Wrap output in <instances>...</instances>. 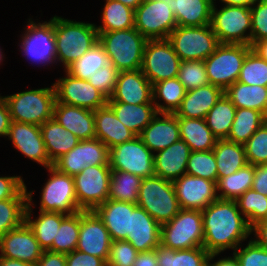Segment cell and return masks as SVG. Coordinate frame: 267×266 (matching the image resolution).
Here are the masks:
<instances>
[{"label":"cell","mask_w":267,"mask_h":266,"mask_svg":"<svg viewBox=\"0 0 267 266\" xmlns=\"http://www.w3.org/2000/svg\"><path fill=\"white\" fill-rule=\"evenodd\" d=\"M203 247L209 254L235 250L252 235L236 200L217 199L202 210Z\"/></svg>","instance_id":"obj_1"},{"label":"cell","mask_w":267,"mask_h":266,"mask_svg":"<svg viewBox=\"0 0 267 266\" xmlns=\"http://www.w3.org/2000/svg\"><path fill=\"white\" fill-rule=\"evenodd\" d=\"M56 63L64 70L99 42L96 24L53 17Z\"/></svg>","instance_id":"obj_2"},{"label":"cell","mask_w":267,"mask_h":266,"mask_svg":"<svg viewBox=\"0 0 267 266\" xmlns=\"http://www.w3.org/2000/svg\"><path fill=\"white\" fill-rule=\"evenodd\" d=\"M98 33L99 43L103 46L110 63L119 72L141 69L148 39L134 27L127 30Z\"/></svg>","instance_id":"obj_3"},{"label":"cell","mask_w":267,"mask_h":266,"mask_svg":"<svg viewBox=\"0 0 267 266\" xmlns=\"http://www.w3.org/2000/svg\"><path fill=\"white\" fill-rule=\"evenodd\" d=\"M3 97L8 105L11 121L41 126L53 118L56 102L53 85L50 88L26 90Z\"/></svg>","instance_id":"obj_4"},{"label":"cell","mask_w":267,"mask_h":266,"mask_svg":"<svg viewBox=\"0 0 267 266\" xmlns=\"http://www.w3.org/2000/svg\"><path fill=\"white\" fill-rule=\"evenodd\" d=\"M137 206L160 225L169 222L181 210L173 183L156 175L142 178Z\"/></svg>","instance_id":"obj_5"},{"label":"cell","mask_w":267,"mask_h":266,"mask_svg":"<svg viewBox=\"0 0 267 266\" xmlns=\"http://www.w3.org/2000/svg\"><path fill=\"white\" fill-rule=\"evenodd\" d=\"M203 216L199 210L181 209L161 225L160 244L173 250L203 246Z\"/></svg>","instance_id":"obj_6"},{"label":"cell","mask_w":267,"mask_h":266,"mask_svg":"<svg viewBox=\"0 0 267 266\" xmlns=\"http://www.w3.org/2000/svg\"><path fill=\"white\" fill-rule=\"evenodd\" d=\"M252 50L245 44L220 43L204 60L209 83L224 91L238 81L246 55Z\"/></svg>","instance_id":"obj_7"},{"label":"cell","mask_w":267,"mask_h":266,"mask_svg":"<svg viewBox=\"0 0 267 266\" xmlns=\"http://www.w3.org/2000/svg\"><path fill=\"white\" fill-rule=\"evenodd\" d=\"M215 3H213L212 7L210 26L216 34L219 43L245 44L250 46V7L224 5L218 10Z\"/></svg>","instance_id":"obj_8"},{"label":"cell","mask_w":267,"mask_h":266,"mask_svg":"<svg viewBox=\"0 0 267 266\" xmlns=\"http://www.w3.org/2000/svg\"><path fill=\"white\" fill-rule=\"evenodd\" d=\"M168 40L181 61H204L220 44L210 25L177 26Z\"/></svg>","instance_id":"obj_9"},{"label":"cell","mask_w":267,"mask_h":266,"mask_svg":"<svg viewBox=\"0 0 267 266\" xmlns=\"http://www.w3.org/2000/svg\"><path fill=\"white\" fill-rule=\"evenodd\" d=\"M49 179L42 187L40 208L43 212H60L72 215L81 211L78 206L73 176L59 172L55 167L47 168Z\"/></svg>","instance_id":"obj_10"},{"label":"cell","mask_w":267,"mask_h":266,"mask_svg":"<svg viewBox=\"0 0 267 266\" xmlns=\"http://www.w3.org/2000/svg\"><path fill=\"white\" fill-rule=\"evenodd\" d=\"M111 170H120L141 178L154 176V153L139 136L109 149Z\"/></svg>","instance_id":"obj_11"},{"label":"cell","mask_w":267,"mask_h":266,"mask_svg":"<svg viewBox=\"0 0 267 266\" xmlns=\"http://www.w3.org/2000/svg\"><path fill=\"white\" fill-rule=\"evenodd\" d=\"M78 206L94 210L109 197L111 168L109 165L86 166L73 176Z\"/></svg>","instance_id":"obj_12"},{"label":"cell","mask_w":267,"mask_h":266,"mask_svg":"<svg viewBox=\"0 0 267 266\" xmlns=\"http://www.w3.org/2000/svg\"><path fill=\"white\" fill-rule=\"evenodd\" d=\"M181 59L168 39H148L141 66L142 73L153 84L176 78Z\"/></svg>","instance_id":"obj_13"},{"label":"cell","mask_w":267,"mask_h":266,"mask_svg":"<svg viewBox=\"0 0 267 266\" xmlns=\"http://www.w3.org/2000/svg\"><path fill=\"white\" fill-rule=\"evenodd\" d=\"M176 27L175 15L167 1L143 0L135 9L134 28L147 39H168Z\"/></svg>","instance_id":"obj_14"},{"label":"cell","mask_w":267,"mask_h":266,"mask_svg":"<svg viewBox=\"0 0 267 266\" xmlns=\"http://www.w3.org/2000/svg\"><path fill=\"white\" fill-rule=\"evenodd\" d=\"M22 34L21 51L25 57L34 62L48 65L56 62V47L53 17L50 21L36 23L29 19Z\"/></svg>","instance_id":"obj_15"},{"label":"cell","mask_w":267,"mask_h":266,"mask_svg":"<svg viewBox=\"0 0 267 266\" xmlns=\"http://www.w3.org/2000/svg\"><path fill=\"white\" fill-rule=\"evenodd\" d=\"M96 165H109V148L97 138L80 140L53 163L59 172L69 176L79 174L86 166Z\"/></svg>","instance_id":"obj_16"},{"label":"cell","mask_w":267,"mask_h":266,"mask_svg":"<svg viewBox=\"0 0 267 266\" xmlns=\"http://www.w3.org/2000/svg\"><path fill=\"white\" fill-rule=\"evenodd\" d=\"M53 83L56 102L66 105L97 110L107 104V98L88 80H81L68 74Z\"/></svg>","instance_id":"obj_17"},{"label":"cell","mask_w":267,"mask_h":266,"mask_svg":"<svg viewBox=\"0 0 267 266\" xmlns=\"http://www.w3.org/2000/svg\"><path fill=\"white\" fill-rule=\"evenodd\" d=\"M112 239L102 220L93 211H80V232L76 250L102 258L109 256Z\"/></svg>","instance_id":"obj_18"},{"label":"cell","mask_w":267,"mask_h":266,"mask_svg":"<svg viewBox=\"0 0 267 266\" xmlns=\"http://www.w3.org/2000/svg\"><path fill=\"white\" fill-rule=\"evenodd\" d=\"M172 183L181 209L202 211L218 199L213 181L184 174Z\"/></svg>","instance_id":"obj_19"},{"label":"cell","mask_w":267,"mask_h":266,"mask_svg":"<svg viewBox=\"0 0 267 266\" xmlns=\"http://www.w3.org/2000/svg\"><path fill=\"white\" fill-rule=\"evenodd\" d=\"M43 251L33 230L26 222L0 237V256L4 258L35 265Z\"/></svg>","instance_id":"obj_20"},{"label":"cell","mask_w":267,"mask_h":266,"mask_svg":"<svg viewBox=\"0 0 267 266\" xmlns=\"http://www.w3.org/2000/svg\"><path fill=\"white\" fill-rule=\"evenodd\" d=\"M7 136L13 146L26 158L45 168L53 166L49 160L39 125L11 121Z\"/></svg>","instance_id":"obj_21"},{"label":"cell","mask_w":267,"mask_h":266,"mask_svg":"<svg viewBox=\"0 0 267 266\" xmlns=\"http://www.w3.org/2000/svg\"><path fill=\"white\" fill-rule=\"evenodd\" d=\"M107 102L153 104L152 83L141 69L120 71L114 92Z\"/></svg>","instance_id":"obj_22"},{"label":"cell","mask_w":267,"mask_h":266,"mask_svg":"<svg viewBox=\"0 0 267 266\" xmlns=\"http://www.w3.org/2000/svg\"><path fill=\"white\" fill-rule=\"evenodd\" d=\"M142 142L155 154L180 140L178 117L158 113L139 134Z\"/></svg>","instance_id":"obj_23"},{"label":"cell","mask_w":267,"mask_h":266,"mask_svg":"<svg viewBox=\"0 0 267 266\" xmlns=\"http://www.w3.org/2000/svg\"><path fill=\"white\" fill-rule=\"evenodd\" d=\"M161 225L143 208L137 206L130 213V233L126 240L138 252L155 249L160 245Z\"/></svg>","instance_id":"obj_24"},{"label":"cell","mask_w":267,"mask_h":266,"mask_svg":"<svg viewBox=\"0 0 267 266\" xmlns=\"http://www.w3.org/2000/svg\"><path fill=\"white\" fill-rule=\"evenodd\" d=\"M53 118L80 140L95 138V116L93 110L55 102Z\"/></svg>","instance_id":"obj_25"},{"label":"cell","mask_w":267,"mask_h":266,"mask_svg":"<svg viewBox=\"0 0 267 266\" xmlns=\"http://www.w3.org/2000/svg\"><path fill=\"white\" fill-rule=\"evenodd\" d=\"M137 204L107 199L93 211L109 231L112 241L126 240L130 233V213Z\"/></svg>","instance_id":"obj_26"},{"label":"cell","mask_w":267,"mask_h":266,"mask_svg":"<svg viewBox=\"0 0 267 266\" xmlns=\"http://www.w3.org/2000/svg\"><path fill=\"white\" fill-rule=\"evenodd\" d=\"M191 149L183 140H179L164 150L154 154V173L168 181H175L186 174Z\"/></svg>","instance_id":"obj_27"},{"label":"cell","mask_w":267,"mask_h":266,"mask_svg":"<svg viewBox=\"0 0 267 266\" xmlns=\"http://www.w3.org/2000/svg\"><path fill=\"white\" fill-rule=\"evenodd\" d=\"M223 95V89L210 83L187 91L174 114L177 117L205 119L207 113Z\"/></svg>","instance_id":"obj_28"},{"label":"cell","mask_w":267,"mask_h":266,"mask_svg":"<svg viewBox=\"0 0 267 266\" xmlns=\"http://www.w3.org/2000/svg\"><path fill=\"white\" fill-rule=\"evenodd\" d=\"M94 116L95 138L102 141L109 149L136 137V135L117 118L108 104L94 110Z\"/></svg>","instance_id":"obj_29"},{"label":"cell","mask_w":267,"mask_h":266,"mask_svg":"<svg viewBox=\"0 0 267 266\" xmlns=\"http://www.w3.org/2000/svg\"><path fill=\"white\" fill-rule=\"evenodd\" d=\"M33 191H27L28 204L25 211V222L33 230L40 247L45 251L52 247L54 238H56L57 229L61 221L67 216L60 212L40 211L38 217L32 220V196Z\"/></svg>","instance_id":"obj_30"},{"label":"cell","mask_w":267,"mask_h":266,"mask_svg":"<svg viewBox=\"0 0 267 266\" xmlns=\"http://www.w3.org/2000/svg\"><path fill=\"white\" fill-rule=\"evenodd\" d=\"M177 26L210 25L212 0H168Z\"/></svg>","instance_id":"obj_31"},{"label":"cell","mask_w":267,"mask_h":266,"mask_svg":"<svg viewBox=\"0 0 267 266\" xmlns=\"http://www.w3.org/2000/svg\"><path fill=\"white\" fill-rule=\"evenodd\" d=\"M40 130L49 160L52 163L63 154L68 153L80 142L77 136L66 130L54 118L44 122L40 126Z\"/></svg>","instance_id":"obj_32"},{"label":"cell","mask_w":267,"mask_h":266,"mask_svg":"<svg viewBox=\"0 0 267 266\" xmlns=\"http://www.w3.org/2000/svg\"><path fill=\"white\" fill-rule=\"evenodd\" d=\"M117 118L136 136L158 114L155 104H128L122 102H107Z\"/></svg>","instance_id":"obj_33"},{"label":"cell","mask_w":267,"mask_h":266,"mask_svg":"<svg viewBox=\"0 0 267 266\" xmlns=\"http://www.w3.org/2000/svg\"><path fill=\"white\" fill-rule=\"evenodd\" d=\"M224 94L236 108H249L261 112L267 118V87L248 85L236 81Z\"/></svg>","instance_id":"obj_34"},{"label":"cell","mask_w":267,"mask_h":266,"mask_svg":"<svg viewBox=\"0 0 267 266\" xmlns=\"http://www.w3.org/2000/svg\"><path fill=\"white\" fill-rule=\"evenodd\" d=\"M180 139L191 151H209L215 147L217 138L207 126L205 119L178 117Z\"/></svg>","instance_id":"obj_35"},{"label":"cell","mask_w":267,"mask_h":266,"mask_svg":"<svg viewBox=\"0 0 267 266\" xmlns=\"http://www.w3.org/2000/svg\"><path fill=\"white\" fill-rule=\"evenodd\" d=\"M218 178L229 176L248 164L243 144L217 139L213 148Z\"/></svg>","instance_id":"obj_36"},{"label":"cell","mask_w":267,"mask_h":266,"mask_svg":"<svg viewBox=\"0 0 267 266\" xmlns=\"http://www.w3.org/2000/svg\"><path fill=\"white\" fill-rule=\"evenodd\" d=\"M158 266H205L210 254L202 247L173 250L163 245L155 248Z\"/></svg>","instance_id":"obj_37"},{"label":"cell","mask_w":267,"mask_h":266,"mask_svg":"<svg viewBox=\"0 0 267 266\" xmlns=\"http://www.w3.org/2000/svg\"><path fill=\"white\" fill-rule=\"evenodd\" d=\"M255 166L247 164L237 172L225 177L218 178L216 191L218 199L236 200L248 189L252 188ZM218 192L220 194H218Z\"/></svg>","instance_id":"obj_38"},{"label":"cell","mask_w":267,"mask_h":266,"mask_svg":"<svg viewBox=\"0 0 267 266\" xmlns=\"http://www.w3.org/2000/svg\"><path fill=\"white\" fill-rule=\"evenodd\" d=\"M98 32L127 30L135 26V10L116 0H105Z\"/></svg>","instance_id":"obj_39"},{"label":"cell","mask_w":267,"mask_h":266,"mask_svg":"<svg viewBox=\"0 0 267 266\" xmlns=\"http://www.w3.org/2000/svg\"><path fill=\"white\" fill-rule=\"evenodd\" d=\"M185 93L186 90L177 77L152 85L153 103L158 113H175L180 107ZM158 99L163 103L160 104Z\"/></svg>","instance_id":"obj_40"},{"label":"cell","mask_w":267,"mask_h":266,"mask_svg":"<svg viewBox=\"0 0 267 266\" xmlns=\"http://www.w3.org/2000/svg\"><path fill=\"white\" fill-rule=\"evenodd\" d=\"M266 120L267 118L257 110L236 108L227 140L244 145Z\"/></svg>","instance_id":"obj_41"},{"label":"cell","mask_w":267,"mask_h":266,"mask_svg":"<svg viewBox=\"0 0 267 266\" xmlns=\"http://www.w3.org/2000/svg\"><path fill=\"white\" fill-rule=\"evenodd\" d=\"M109 64L110 59L103 46L98 42L78 60L69 65L65 71L75 78L88 80L97 70Z\"/></svg>","instance_id":"obj_42"},{"label":"cell","mask_w":267,"mask_h":266,"mask_svg":"<svg viewBox=\"0 0 267 266\" xmlns=\"http://www.w3.org/2000/svg\"><path fill=\"white\" fill-rule=\"evenodd\" d=\"M236 107L224 94L206 115V123L217 139H227L235 118Z\"/></svg>","instance_id":"obj_43"},{"label":"cell","mask_w":267,"mask_h":266,"mask_svg":"<svg viewBox=\"0 0 267 266\" xmlns=\"http://www.w3.org/2000/svg\"><path fill=\"white\" fill-rule=\"evenodd\" d=\"M141 181V177L129 172L111 170L108 199L137 204Z\"/></svg>","instance_id":"obj_44"},{"label":"cell","mask_w":267,"mask_h":266,"mask_svg":"<svg viewBox=\"0 0 267 266\" xmlns=\"http://www.w3.org/2000/svg\"><path fill=\"white\" fill-rule=\"evenodd\" d=\"M80 232V211L67 215L57 229L49 251L68 254L77 248Z\"/></svg>","instance_id":"obj_45"},{"label":"cell","mask_w":267,"mask_h":266,"mask_svg":"<svg viewBox=\"0 0 267 266\" xmlns=\"http://www.w3.org/2000/svg\"><path fill=\"white\" fill-rule=\"evenodd\" d=\"M236 202L250 227L267 219V196L251 188L236 199Z\"/></svg>","instance_id":"obj_46"},{"label":"cell","mask_w":267,"mask_h":266,"mask_svg":"<svg viewBox=\"0 0 267 266\" xmlns=\"http://www.w3.org/2000/svg\"><path fill=\"white\" fill-rule=\"evenodd\" d=\"M28 198L0 200V237L25 222Z\"/></svg>","instance_id":"obj_47"},{"label":"cell","mask_w":267,"mask_h":266,"mask_svg":"<svg viewBox=\"0 0 267 266\" xmlns=\"http://www.w3.org/2000/svg\"><path fill=\"white\" fill-rule=\"evenodd\" d=\"M186 174L216 183L218 172L213 150L191 151L188 158Z\"/></svg>","instance_id":"obj_48"},{"label":"cell","mask_w":267,"mask_h":266,"mask_svg":"<svg viewBox=\"0 0 267 266\" xmlns=\"http://www.w3.org/2000/svg\"><path fill=\"white\" fill-rule=\"evenodd\" d=\"M238 81L248 85L267 87V61L262 59L253 49L246 55Z\"/></svg>","instance_id":"obj_49"},{"label":"cell","mask_w":267,"mask_h":266,"mask_svg":"<svg viewBox=\"0 0 267 266\" xmlns=\"http://www.w3.org/2000/svg\"><path fill=\"white\" fill-rule=\"evenodd\" d=\"M178 80L187 91L209 84L204 61H181L177 75Z\"/></svg>","instance_id":"obj_50"},{"label":"cell","mask_w":267,"mask_h":266,"mask_svg":"<svg viewBox=\"0 0 267 266\" xmlns=\"http://www.w3.org/2000/svg\"><path fill=\"white\" fill-rule=\"evenodd\" d=\"M248 164H267V120L244 144Z\"/></svg>","instance_id":"obj_51"},{"label":"cell","mask_w":267,"mask_h":266,"mask_svg":"<svg viewBox=\"0 0 267 266\" xmlns=\"http://www.w3.org/2000/svg\"><path fill=\"white\" fill-rule=\"evenodd\" d=\"M251 36L250 46L257 41L267 38V0H256L250 7Z\"/></svg>","instance_id":"obj_52"},{"label":"cell","mask_w":267,"mask_h":266,"mask_svg":"<svg viewBox=\"0 0 267 266\" xmlns=\"http://www.w3.org/2000/svg\"><path fill=\"white\" fill-rule=\"evenodd\" d=\"M233 254L238 259L240 266H267V250L252 238L243 249L239 245Z\"/></svg>","instance_id":"obj_53"},{"label":"cell","mask_w":267,"mask_h":266,"mask_svg":"<svg viewBox=\"0 0 267 266\" xmlns=\"http://www.w3.org/2000/svg\"><path fill=\"white\" fill-rule=\"evenodd\" d=\"M138 251L125 240L112 241L106 266H132Z\"/></svg>","instance_id":"obj_54"},{"label":"cell","mask_w":267,"mask_h":266,"mask_svg":"<svg viewBox=\"0 0 267 266\" xmlns=\"http://www.w3.org/2000/svg\"><path fill=\"white\" fill-rule=\"evenodd\" d=\"M118 75L119 71L110 63L97 70L92 77H89L88 82L109 99L114 92Z\"/></svg>","instance_id":"obj_55"},{"label":"cell","mask_w":267,"mask_h":266,"mask_svg":"<svg viewBox=\"0 0 267 266\" xmlns=\"http://www.w3.org/2000/svg\"><path fill=\"white\" fill-rule=\"evenodd\" d=\"M28 198L27 187L21 176H0V200Z\"/></svg>","instance_id":"obj_56"},{"label":"cell","mask_w":267,"mask_h":266,"mask_svg":"<svg viewBox=\"0 0 267 266\" xmlns=\"http://www.w3.org/2000/svg\"><path fill=\"white\" fill-rule=\"evenodd\" d=\"M66 266H106V262L102 258L75 249L66 254Z\"/></svg>","instance_id":"obj_57"},{"label":"cell","mask_w":267,"mask_h":266,"mask_svg":"<svg viewBox=\"0 0 267 266\" xmlns=\"http://www.w3.org/2000/svg\"><path fill=\"white\" fill-rule=\"evenodd\" d=\"M252 189L267 196V164L255 166Z\"/></svg>","instance_id":"obj_58"},{"label":"cell","mask_w":267,"mask_h":266,"mask_svg":"<svg viewBox=\"0 0 267 266\" xmlns=\"http://www.w3.org/2000/svg\"><path fill=\"white\" fill-rule=\"evenodd\" d=\"M35 266H66V254L45 250Z\"/></svg>","instance_id":"obj_59"},{"label":"cell","mask_w":267,"mask_h":266,"mask_svg":"<svg viewBox=\"0 0 267 266\" xmlns=\"http://www.w3.org/2000/svg\"><path fill=\"white\" fill-rule=\"evenodd\" d=\"M10 124L11 117L8 105L4 97L0 95V137H7Z\"/></svg>","instance_id":"obj_60"},{"label":"cell","mask_w":267,"mask_h":266,"mask_svg":"<svg viewBox=\"0 0 267 266\" xmlns=\"http://www.w3.org/2000/svg\"><path fill=\"white\" fill-rule=\"evenodd\" d=\"M254 233L253 240L267 250V219L262 220L251 227V234Z\"/></svg>","instance_id":"obj_61"},{"label":"cell","mask_w":267,"mask_h":266,"mask_svg":"<svg viewBox=\"0 0 267 266\" xmlns=\"http://www.w3.org/2000/svg\"><path fill=\"white\" fill-rule=\"evenodd\" d=\"M132 266H158L155 249L138 252Z\"/></svg>","instance_id":"obj_62"},{"label":"cell","mask_w":267,"mask_h":266,"mask_svg":"<svg viewBox=\"0 0 267 266\" xmlns=\"http://www.w3.org/2000/svg\"><path fill=\"white\" fill-rule=\"evenodd\" d=\"M219 254H210L209 263L212 266H240L238 259L233 254L232 257L219 258L217 261H213ZM212 262V263H211ZM214 262V263H213Z\"/></svg>","instance_id":"obj_63"},{"label":"cell","mask_w":267,"mask_h":266,"mask_svg":"<svg viewBox=\"0 0 267 266\" xmlns=\"http://www.w3.org/2000/svg\"><path fill=\"white\" fill-rule=\"evenodd\" d=\"M252 49L264 60L267 61V38L257 41Z\"/></svg>","instance_id":"obj_64"},{"label":"cell","mask_w":267,"mask_h":266,"mask_svg":"<svg viewBox=\"0 0 267 266\" xmlns=\"http://www.w3.org/2000/svg\"><path fill=\"white\" fill-rule=\"evenodd\" d=\"M0 266H35V265L17 259H9L0 256Z\"/></svg>","instance_id":"obj_65"},{"label":"cell","mask_w":267,"mask_h":266,"mask_svg":"<svg viewBox=\"0 0 267 266\" xmlns=\"http://www.w3.org/2000/svg\"><path fill=\"white\" fill-rule=\"evenodd\" d=\"M215 0H212L214 3ZM220 2L224 3L223 5H235V6H244V7H251L256 0H219Z\"/></svg>","instance_id":"obj_66"},{"label":"cell","mask_w":267,"mask_h":266,"mask_svg":"<svg viewBox=\"0 0 267 266\" xmlns=\"http://www.w3.org/2000/svg\"><path fill=\"white\" fill-rule=\"evenodd\" d=\"M118 2H121L122 4L132 8V9H136L143 0H116Z\"/></svg>","instance_id":"obj_67"},{"label":"cell","mask_w":267,"mask_h":266,"mask_svg":"<svg viewBox=\"0 0 267 266\" xmlns=\"http://www.w3.org/2000/svg\"><path fill=\"white\" fill-rule=\"evenodd\" d=\"M2 49H0V64H1V62H2V60L4 59V55H2V51H1Z\"/></svg>","instance_id":"obj_68"}]
</instances>
